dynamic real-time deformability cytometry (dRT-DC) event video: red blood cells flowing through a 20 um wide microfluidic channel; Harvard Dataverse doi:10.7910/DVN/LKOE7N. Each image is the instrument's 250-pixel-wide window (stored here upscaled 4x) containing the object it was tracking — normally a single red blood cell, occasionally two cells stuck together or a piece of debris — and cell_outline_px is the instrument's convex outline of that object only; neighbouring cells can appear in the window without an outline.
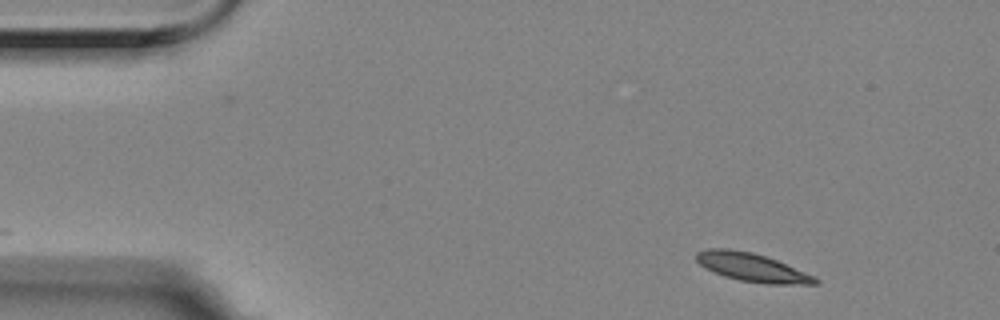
{"species": "Egyptian fruit bat (a non-hibernating species)", "species_latin": "Rousettus aegyptiacus", "temperature_condition": "room temperature", "stored_images_in_passage": 4, "camera_frame_rate_fps": 3000, "um_per_image_px": 0.085, "animal": {"sex": "female"}, "frame": {"image": 1, "passage_image": 1, "time_ms": 0.0, "image_size_px": [1000, 320], "cell_outline_px": [[820, 284], [764, 284], [740, 280], [724, 276], [704, 268], [696, 260], [696, 252], [708, 248], [728, 248], [752, 252], [776, 260], [816, 276], [820, 280]], "centroid_in_image_um": [63.93, 22.73], "position_along_channel_um": 21.1, "area_um2": 19.77}}
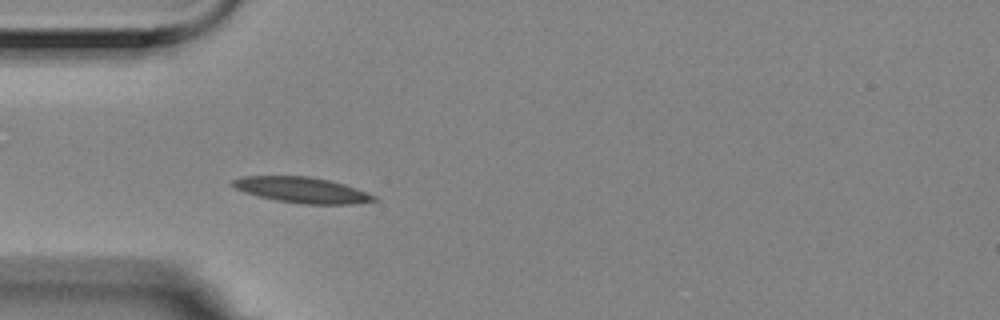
{"frame": {"image": 2, "passage_image": 4, "time_ms": 1.0, "image_size_px": [1000, 320], "cell_outline_px": [[376, 200], [352, 204], [304, 204], [276, 200], [244, 192], [236, 188], [232, 184], [232, 180], [244, 176], [308, 176], [328, 180], [344, 184], [356, 188], [376, 196]], "centroid_in_image_um": [25.67, 16.15], "position_along_channel_um": 59.3, "area_um2": 20.87}}